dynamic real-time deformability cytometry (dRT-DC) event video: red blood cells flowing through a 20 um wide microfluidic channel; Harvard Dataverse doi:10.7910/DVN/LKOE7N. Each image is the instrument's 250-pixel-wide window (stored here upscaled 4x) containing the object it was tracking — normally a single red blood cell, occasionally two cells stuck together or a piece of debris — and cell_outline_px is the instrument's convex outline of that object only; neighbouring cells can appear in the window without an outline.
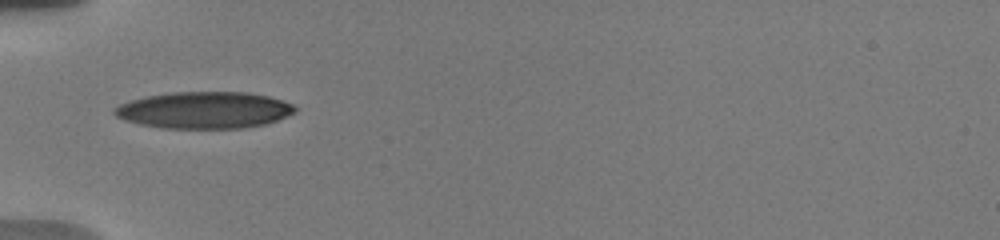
{"species": "human", "species_latin": "Homo sapiens", "temperature_condition": "warm", "stored_images_in_passage": 7, "camera_frame_rate_fps": 3000, "um_per_image_px": 0.085, "donor": {"sex": "male"}, "frame": {"image": 1, "passage_image": 1, "time_ms": 0.0, "image_size_px": [1000, 240], "cell_outline_px": [[296, 112], [288, 116], [268, 124], [244, 128], [164, 128], [140, 124], [124, 120], [116, 116], [112, 112], [112, 108], [120, 104], [132, 100], [148, 96], [168, 92], [248, 92], [268, 96], [296, 104]], "centroid_in_image_um": [17.4, 9.36], "position_along_channel_um": 67.6, "area_um2": 38.96}}
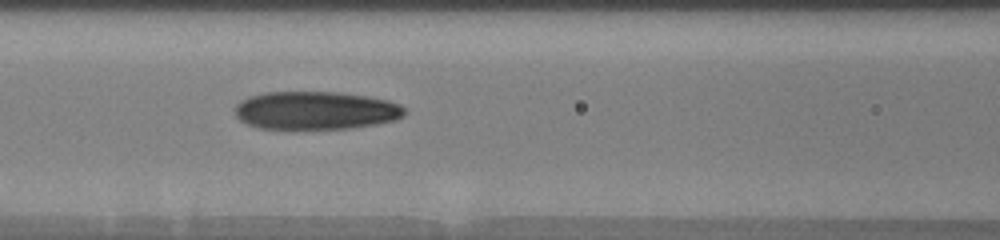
{"frame": {"image": 2, "passage_image": 4, "time_ms": 2.0, "image_size_px": [1000, 240], "cell_outline_px": [[404, 116], [396, 120], [376, 124], [352, 128], [260, 128], [248, 124], [240, 120], [236, 116], [236, 104], [240, 100], [248, 96], [264, 92], [336, 92], [368, 96], [388, 100], [400, 104], [404, 108]], "centroid_in_image_um": [26.84, 9.37], "position_along_channel_um": 139.8, "area_um2": 37.63}}
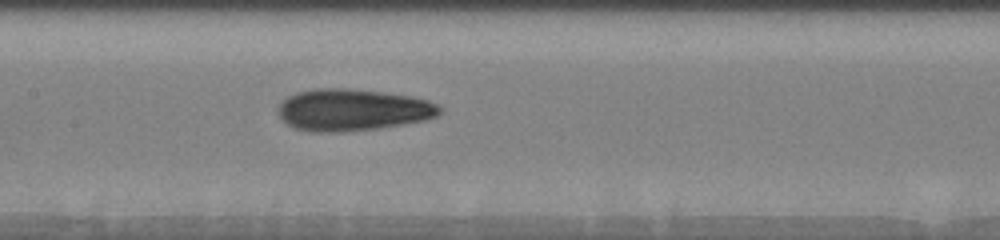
{"frame": {"image": 3, "passage_image": 7, "time_ms": 3.0, "image_size_px": [1000, 240], "cell_outline_px": [[444, 108], [436, 116], [424, 120], [404, 124], [380, 128], [340, 132], [312, 132], [296, 128], [288, 124], [276, 112], [276, 108], [288, 96], [296, 92], [312, 88], [348, 88], [412, 96], [428, 100]], "centroid_in_image_um": [29.96, 9.33], "position_along_channel_um": 177.4, "area_um2": 39.54}}